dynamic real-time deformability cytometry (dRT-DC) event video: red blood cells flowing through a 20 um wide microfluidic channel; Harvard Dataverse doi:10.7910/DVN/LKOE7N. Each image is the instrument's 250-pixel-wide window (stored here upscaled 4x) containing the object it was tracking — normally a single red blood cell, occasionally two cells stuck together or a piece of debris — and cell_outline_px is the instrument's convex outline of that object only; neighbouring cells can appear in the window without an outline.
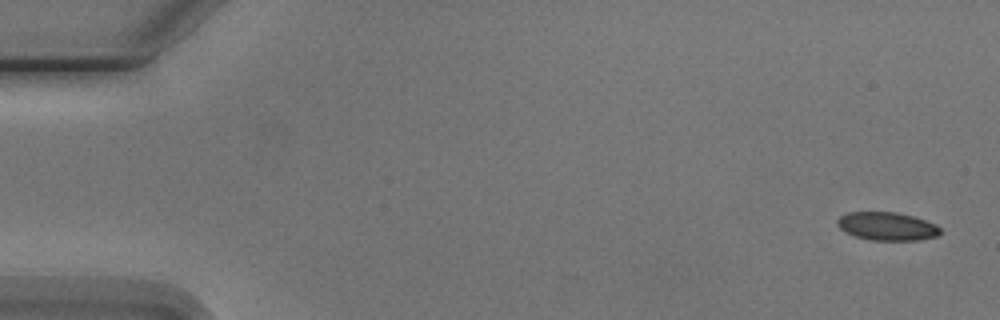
{"species": "Egyptian fruit bat (a non-hibernating species)", "species_latin": "Rousettus aegyptiacus", "temperature_condition": "cold", "stored_images_in_passage": 5, "camera_frame_rate_fps": 3000, "um_per_image_px": 0.085, "animal": {"sex": "male"}, "frame": {"image": 1, "passage_image": 1, "time_ms": 0.0, "image_size_px": [1000, 320], "cell_outline_px": [[940, 232], [936, 236], [920, 240], [872, 240], [856, 236], [844, 232], [836, 224], [836, 220], [840, 216], [848, 212], [896, 212], [912, 216], [936, 224], [940, 228]], "centroid_in_image_um": [75.37, 19.23], "position_along_channel_um": 9.6, "area_um2": 16.88}}
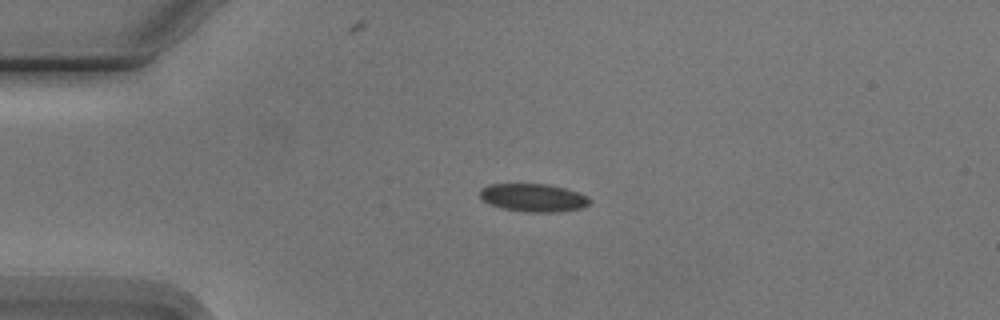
{"frame": {"image": 2, "passage_image": 4, "time_ms": 3.667, "image_size_px": [1000, 320], "cell_outline_px": [[592, 200], [588, 204], [580, 208], [556, 212], [524, 212], [500, 208], [488, 204], [480, 196], [480, 188], [488, 184], [548, 184], [564, 188], [588, 196]], "centroid_in_image_um": [45.3, 16.8], "position_along_channel_um": 39.7, "area_um2": 17.98}}